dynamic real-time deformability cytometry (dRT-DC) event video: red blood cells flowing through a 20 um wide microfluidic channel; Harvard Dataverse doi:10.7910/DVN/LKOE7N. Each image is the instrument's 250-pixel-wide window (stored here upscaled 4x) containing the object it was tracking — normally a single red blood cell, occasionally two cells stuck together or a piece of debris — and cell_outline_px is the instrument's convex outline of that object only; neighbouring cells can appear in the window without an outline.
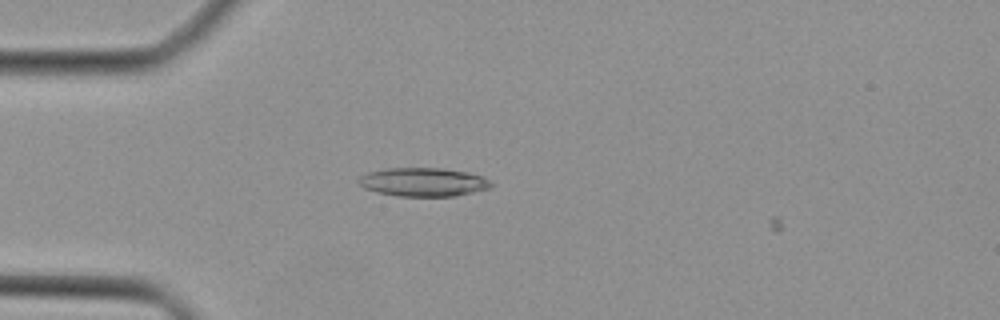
{"species": "Egyptian fruit bat (a non-hibernating species)", "species_latin": "Rousettus aegyptiacus", "temperature_condition": "cold", "stored_images_in_passage": 8, "camera_frame_rate_fps": 3000, "um_per_image_px": 0.085, "animal": {"sex": "female"}, "frame": {"image": 1, "passage_image": 7, "time_ms": 2.0, "image_size_px": [1000, 320], "cell_outline_px": [[496, 184], [492, 188], [456, 196], [400, 196], [376, 192], [364, 188], [356, 180], [360, 176], [368, 172], [388, 168], [444, 168], [468, 172], [484, 176]], "centroid_in_image_um": [36.04, 15.47], "position_along_channel_um": 49.0, "area_um2": 22.43}}